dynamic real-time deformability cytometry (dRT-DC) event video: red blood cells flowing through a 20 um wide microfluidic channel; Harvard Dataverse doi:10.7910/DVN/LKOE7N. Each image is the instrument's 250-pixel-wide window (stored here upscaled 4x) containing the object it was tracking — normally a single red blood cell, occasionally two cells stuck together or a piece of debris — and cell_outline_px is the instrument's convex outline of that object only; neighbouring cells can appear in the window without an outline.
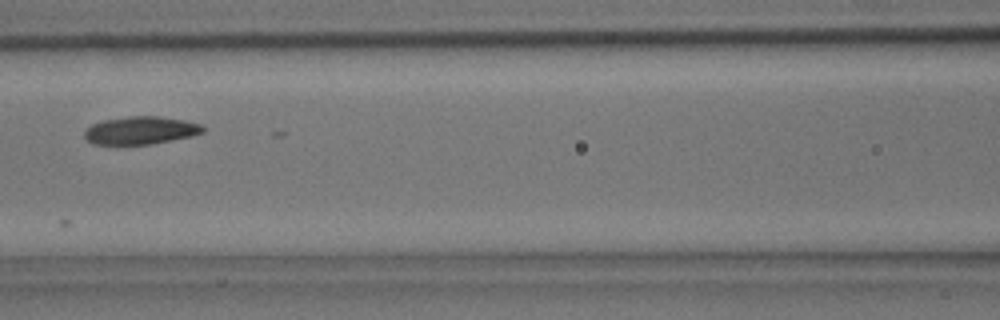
{"species": "common noctule bat (a hibernating species)", "species_latin": "Nyctalus noctula", "temperature_condition": "room temperature", "stored_images_in_passage": 3, "camera_frame_rate_fps": 3000, "um_per_image_px": 0.085, "animal": {"sex": "male", "body_mass_g": 15.6}, "frame": {"image": 1, "passage_image": 3, "time_ms": 0.667, "image_size_px": [1000, 320], "cell_outline_px": [[204, 132], [192, 136], [152, 144], [92, 144], [84, 136], [84, 132], [92, 124], [104, 120], [128, 116], [160, 116], [184, 120], [200, 124], [204, 128]], "centroid_in_image_um": [11.97, 11.08], "position_along_channel_um": 154.6, "area_um2": 19.13}}